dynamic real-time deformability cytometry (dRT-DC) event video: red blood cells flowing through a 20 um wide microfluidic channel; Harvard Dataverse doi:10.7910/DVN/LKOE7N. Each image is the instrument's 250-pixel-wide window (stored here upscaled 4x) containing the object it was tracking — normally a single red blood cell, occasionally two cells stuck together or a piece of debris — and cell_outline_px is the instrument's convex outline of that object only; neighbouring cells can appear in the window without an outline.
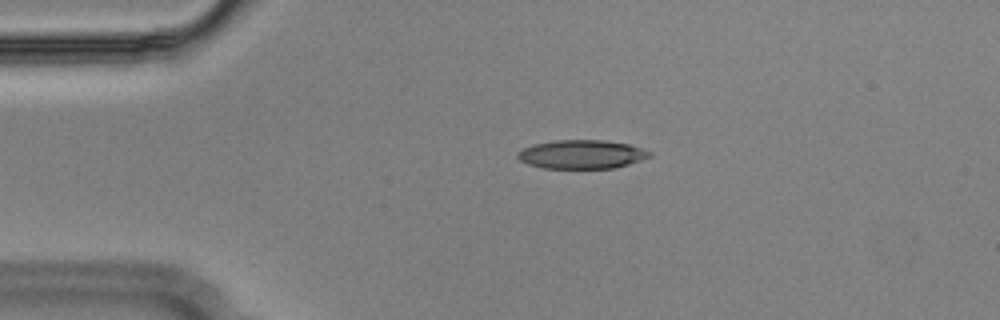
{"species": "Egyptian fruit bat (a non-hibernating species)", "species_latin": "Rousettus aegyptiacus", "temperature_condition": "cold", "stored_images_in_passage": 54, "camera_frame_rate_fps": 3000, "um_per_image_px": 0.085, "animal": {"sex": "male"}, "frame": {"image": 1, "passage_image": 11, "time_ms": 3.333, "image_size_px": [1000, 320], "cell_outline_px": [[652, 156], [616, 168], [544, 168], [528, 164], [520, 160], [516, 156], [516, 152], [524, 148], [536, 144], [556, 140], [604, 140], [628, 144], [652, 152]], "centroid_in_image_um": [49.44, 13.12], "position_along_channel_um": 35.6, "area_um2": 21.96}}
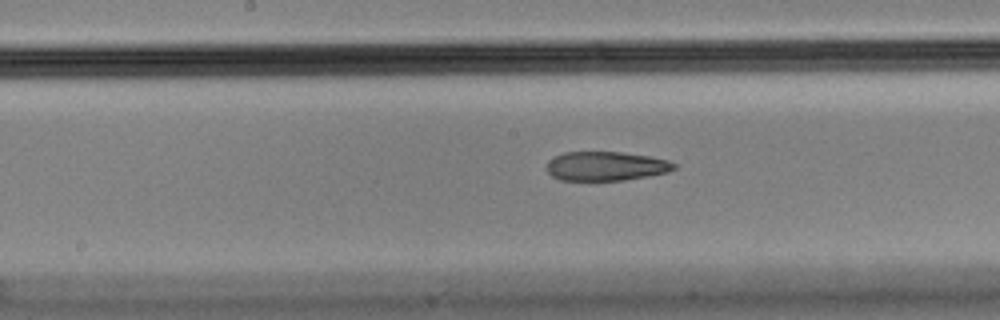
{"frame": {"image": 2, "passage_image": 27, "time_ms": 8.667, "image_size_px": [1000, 320], "cell_outline_px": [[676, 168], [668, 172], [648, 176], [624, 180], [560, 180], [552, 176], [544, 168], [548, 160], [564, 152], [620, 152], [648, 156], [668, 160], [676, 164]], "centroid_in_image_um": [51.48, 14.12], "position_along_channel_um": 196.7, "area_um2": 21.68}}
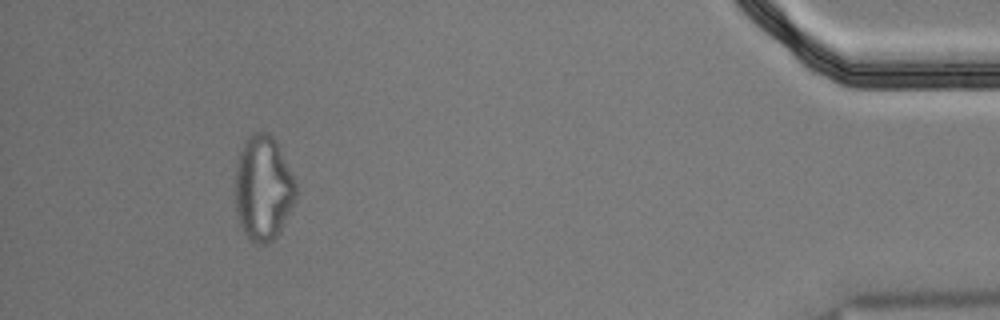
{"frame": {"image": 3, "passage_image": 50, "time_ms": 16.333, "image_size_px": [1000, 320], "cell_outline_px": [[296, 196], [280, 232], [272, 240], [264, 244], [256, 244], [244, 232], [240, 224], [236, 212], [236, 168], [240, 152], [244, 140], [248, 136], [256, 132], [268, 132], [272, 136], [296, 184]], "centroid_in_image_um": [22.35, 16.01], "position_along_channel_um": 412.9, "area_um2": 36.36}, "authors_computed_cell_mechanics": {"area_um2": 23.12, "velocity_mm_per_s": 3.6476, "shape_relaxation_time_tau1_ms": null, "shape_relaxation_time_tau2_ms": 6.691, "deformation_change_tau1": null, "deformation_change_tau2": 0.1776}}